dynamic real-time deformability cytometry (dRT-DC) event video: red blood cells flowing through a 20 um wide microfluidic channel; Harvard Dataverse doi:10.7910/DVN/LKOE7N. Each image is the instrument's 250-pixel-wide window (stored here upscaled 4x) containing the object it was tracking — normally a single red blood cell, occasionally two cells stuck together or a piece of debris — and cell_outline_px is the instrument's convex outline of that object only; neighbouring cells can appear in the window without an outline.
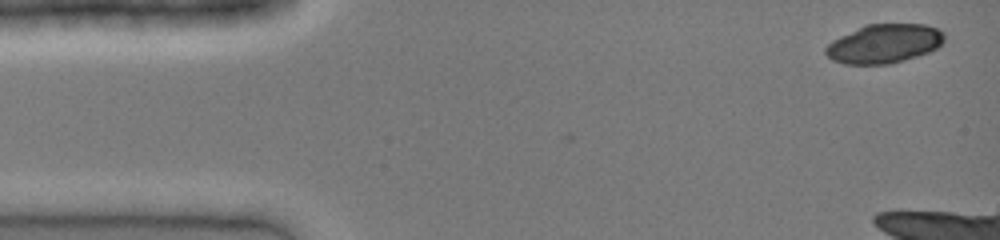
{"species": "common noctule bat (a hibernating species)", "species_latin": "Nyctalus noctula", "temperature_condition": "cold", "stored_images_in_passage": 8, "camera_frame_rate_fps": 3000, "um_per_image_px": 0.085, "animal": {"sex": "female", "body_mass_g": 19.0, "forearm_length_mm": 51.5}, "frame": {"image": 1, "passage_image": 1, "time_ms": 0.0, "image_size_px": [1000, 240], "cell_outline_px": [[944, 40], [936, 48], [928, 52], [904, 60], [888, 64], [844, 64], [832, 60], [824, 52], [824, 48], [832, 40], [864, 24], [924, 24], [936, 28], [944, 32]], "centroid_in_image_um": [75.12, 3.71], "position_along_channel_um": 9.9, "area_um2": 26.93}}